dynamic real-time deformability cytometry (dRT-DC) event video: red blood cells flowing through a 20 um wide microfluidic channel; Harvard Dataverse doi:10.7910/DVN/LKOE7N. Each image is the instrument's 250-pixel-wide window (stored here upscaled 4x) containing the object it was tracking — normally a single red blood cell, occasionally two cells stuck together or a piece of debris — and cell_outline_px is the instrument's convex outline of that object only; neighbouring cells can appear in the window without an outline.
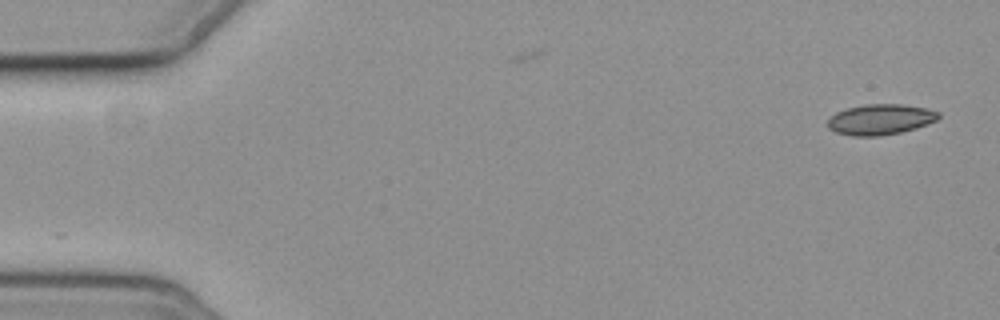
{"species": "common noctule bat (a hibernating species)", "species_latin": "Nyctalus noctula", "temperature_condition": "cold", "stored_images_in_passage": 5, "camera_frame_rate_fps": 3000, "um_per_image_px": 0.085, "animal": {"sex": "female", "body_mass_g": 19.3, "forearm_length_mm": 54.1}, "frame": {"image": 1, "passage_image": 1, "time_ms": 0.0, "image_size_px": [1000, 320], "cell_outline_px": [[940, 116], [936, 120], [928, 124], [916, 128], [900, 132], [880, 136], [852, 136], [836, 132], [828, 128], [828, 120], [836, 112], [844, 108], [868, 104], [900, 104], [928, 108], [940, 112]], "centroid_in_image_um": [74.84, 10.15], "position_along_channel_um": 10.2, "area_um2": 19.83}}